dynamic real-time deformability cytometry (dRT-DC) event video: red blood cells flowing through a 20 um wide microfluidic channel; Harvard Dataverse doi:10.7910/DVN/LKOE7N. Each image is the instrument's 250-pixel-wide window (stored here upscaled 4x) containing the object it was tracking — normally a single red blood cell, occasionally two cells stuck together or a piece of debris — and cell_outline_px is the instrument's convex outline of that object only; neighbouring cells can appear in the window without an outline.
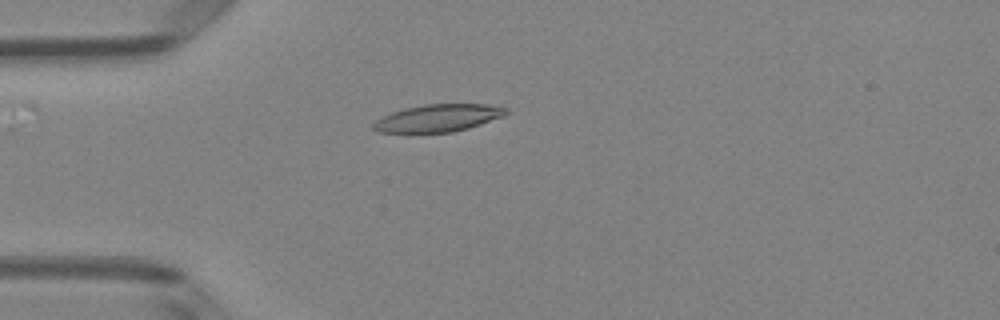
{"species": "Egyptian fruit bat (a non-hibernating species)", "species_latin": "Rousettus aegyptiacus", "temperature_condition": "room temperature", "stored_images_in_passage": 4, "camera_frame_rate_fps": 3000, "um_per_image_px": 0.085, "animal": {"sex": "female"}, "frame": {"image": 1, "passage_image": 4, "time_ms": 1.0, "image_size_px": [1000, 320], "cell_outline_px": [[508, 112], [504, 116], [468, 128], [452, 132], [380, 132], [372, 128], [372, 124], [376, 120], [392, 112], [404, 108], [424, 104], [488, 104], [508, 108]], "centroid_in_image_um": [37.26, 10.02], "position_along_channel_um": 47.7, "area_um2": 21.04}}